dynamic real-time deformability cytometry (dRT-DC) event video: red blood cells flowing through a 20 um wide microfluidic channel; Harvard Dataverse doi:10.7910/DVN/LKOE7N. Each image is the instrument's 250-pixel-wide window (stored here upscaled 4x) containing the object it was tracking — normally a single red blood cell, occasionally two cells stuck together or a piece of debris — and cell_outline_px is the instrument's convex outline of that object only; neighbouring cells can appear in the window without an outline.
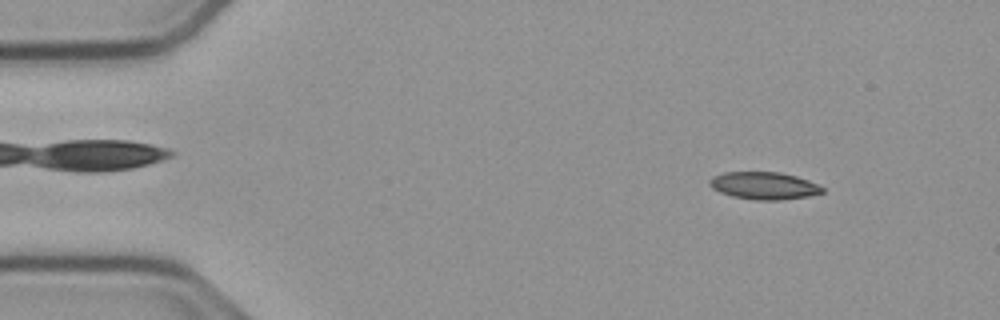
{"species": "common noctule bat (a hibernating species)", "species_latin": "Nyctalus noctula", "temperature_condition": "cold", "stored_images_in_passage": 53, "camera_frame_rate_fps": 3000, "um_per_image_px": 0.085, "animal": {"sex": "male", "body_mass_g": 23.1, "forearm_length_mm": 52.7}, "frame": {"image": 1, "passage_image": 5, "time_ms": 1.333, "image_size_px": [1000, 320], "cell_outline_px": [[824, 192], [808, 196], [780, 200], [756, 200], [732, 196], [720, 192], [712, 188], [708, 184], [708, 180], [712, 176], [724, 172], [780, 172], [796, 176], [808, 180], [824, 188]], "centroid_in_image_um": [64.9, 15.78], "position_along_channel_um": 20.1, "area_um2": 18.03}}
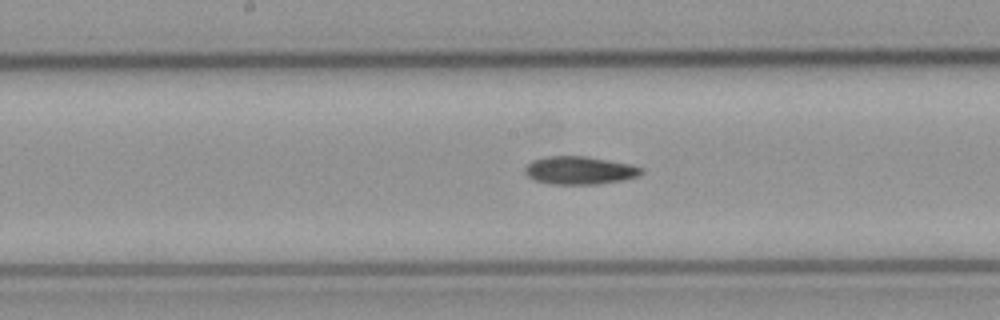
{"frame": {"image": 2, "passage_image": 26, "time_ms": 8.333, "image_size_px": [1000, 320], "cell_outline_px": [[644, 172], [640, 176], [624, 180], [596, 184], [552, 184], [532, 180], [524, 172], [524, 168], [532, 160], [548, 156], [584, 156], [632, 164], [644, 168]], "centroid_in_image_um": [49.29, 14.48], "position_along_channel_um": 198.9, "area_um2": 19.19}}
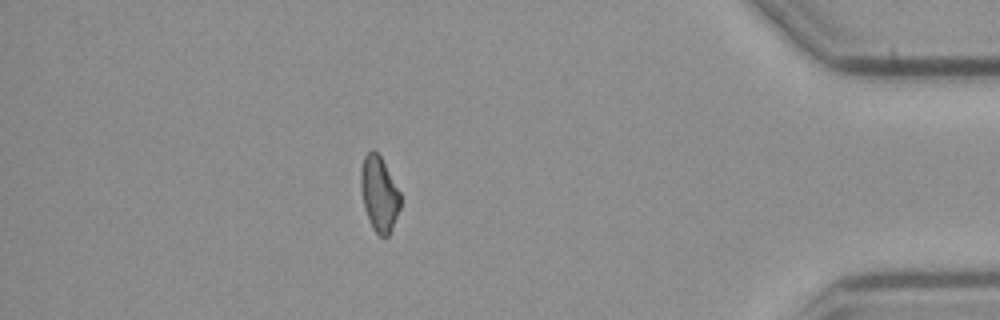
{"frame": {"image": 3, "passage_image": 46, "time_ms": 15.0, "image_size_px": [1000, 320], "cell_outline_px": [[400, 208], [392, 228], [388, 236], [380, 236], [372, 228], [364, 208], [360, 188], [360, 172], [364, 156], [372, 148], [380, 156], [400, 192]], "centroid_in_image_um": [32.21, 16.48], "position_along_channel_um": 403.0, "area_um2": 17.22}, "authors_computed_cell_mechanics": {"area_um2": 18.3804, "velocity_mm_per_s": 3.7704, "shape_relaxation_time_tau1_ms": 6.3442, "shape_relaxation_time_tau2_ms": null, "deformation_change_tau1": 0.1406, "deformation_change_tau2": null}}